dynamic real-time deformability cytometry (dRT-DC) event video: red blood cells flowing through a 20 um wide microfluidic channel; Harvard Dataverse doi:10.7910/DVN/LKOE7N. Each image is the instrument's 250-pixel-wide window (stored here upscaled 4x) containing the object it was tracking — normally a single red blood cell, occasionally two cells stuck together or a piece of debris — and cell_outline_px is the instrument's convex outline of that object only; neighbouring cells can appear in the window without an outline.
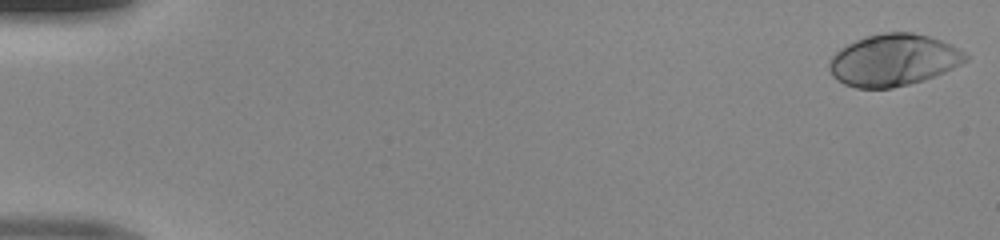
{"species": "human", "species_latin": "Homo sapiens", "temperature_condition": "room temperature", "stored_images_in_passage": 49, "camera_frame_rate_fps": 3000, "um_per_image_px": 0.085, "donor": {"sex": "male"}, "frame": {"image": 1, "passage_image": 1, "time_ms": 0.0, "image_size_px": [1000, 240], "cell_outline_px": [[968, 60], [944, 72], [924, 80], [892, 88], [856, 88], [844, 84], [832, 76], [828, 68], [828, 64], [832, 56], [840, 48], [864, 36], [884, 32], [912, 32], [928, 36], [952, 44], [964, 52], [968, 56]], "centroid_in_image_um": [75.92, 5.1], "position_along_channel_um": 9.1, "area_um2": 41.21}}
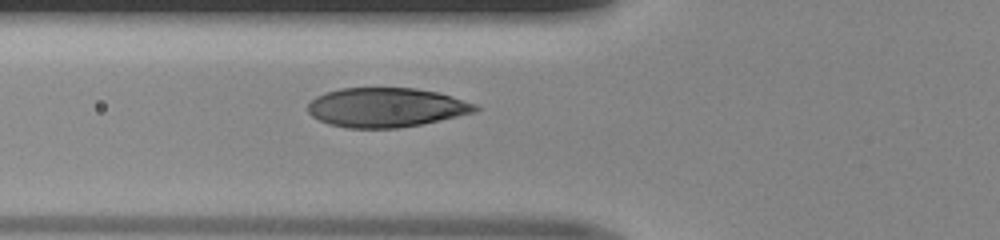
{"frame": {"image": 2, "passage_image": 19, "time_ms": 6.0, "image_size_px": [1000, 240], "cell_outline_px": [[480, 108], [476, 112], [440, 120], [400, 128], [348, 128], [328, 124], [312, 116], [308, 112], [308, 104], [316, 96], [324, 92], [340, 88], [416, 88], [436, 92], [452, 96], [476, 104]], "centroid_in_image_um": [32.81, 9.13], "position_along_channel_um": 93.0, "area_um2": 38.44}}
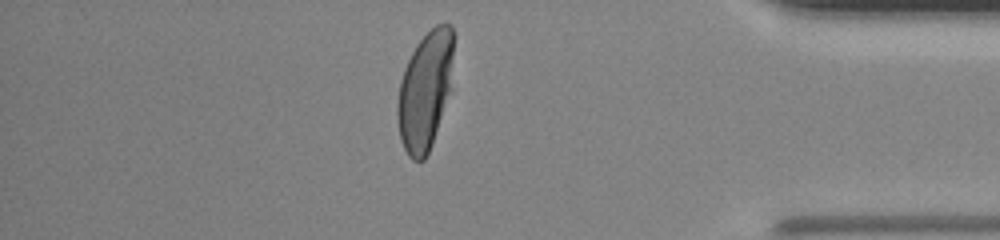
{"frame": {"image": 3, "passage_image": 43, "time_ms": 14.0, "image_size_px": [1000, 240], "cell_outline_px": [[452, 56], [448, 92], [432, 144], [424, 160], [412, 160], [408, 156], [400, 140], [396, 116], [396, 104], [400, 80], [404, 68], [416, 44], [436, 24], [452, 24]], "centroid_in_image_um": [36.07, 7.73], "position_along_channel_um": 399.1, "area_um2": 37.92}}